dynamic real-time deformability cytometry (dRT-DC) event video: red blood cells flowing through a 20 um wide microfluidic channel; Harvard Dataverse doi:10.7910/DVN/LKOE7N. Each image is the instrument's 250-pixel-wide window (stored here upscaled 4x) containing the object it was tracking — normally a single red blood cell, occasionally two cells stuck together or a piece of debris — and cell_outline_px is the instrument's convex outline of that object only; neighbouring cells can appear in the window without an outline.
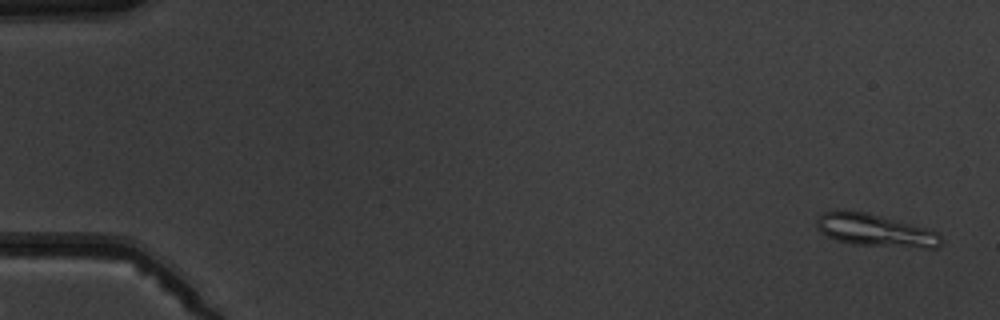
{"species": "common noctule bat (a hibernating species)", "species_latin": "Nyctalus noctula", "temperature_condition": "warm", "stored_images_in_passage": 5, "camera_frame_rate_fps": 3000, "um_per_image_px": 0.085, "animal": {"sex": "male", "body_mass_g": 19.5, "forearm_length_mm": 54.6}, "frame": {"image": 1, "passage_image": 1, "time_ms": 0.0, "image_size_px": [1000, 320], "cell_outline_px": [[944, 240], [936, 248], [924, 248], [852, 244], [836, 240], [820, 232], [816, 228], [816, 216], [824, 212], [868, 212], [928, 228], [940, 232]], "centroid_in_image_um": [74.45, 19.59], "position_along_channel_um": 10.5, "area_um2": 23.58}}
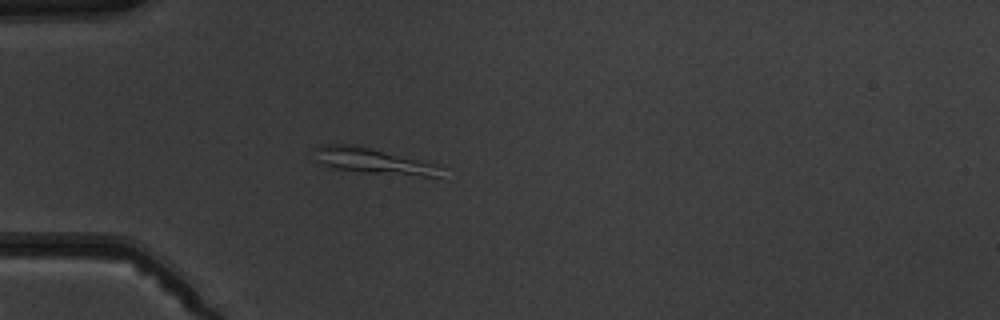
{"frame": {"image": 2, "passage_image": 5, "time_ms": 4.667, "image_size_px": [1000, 320], "cell_outline_px": [[440, 176], [424, 176], [364, 172], [340, 168], [324, 164], [316, 160], [316, 148], [320, 144], [356, 144], [432, 164], [440, 168]], "centroid_in_image_um": [31.64, 13.66], "position_along_channel_um": 53.4, "area_um2": 17.98}}